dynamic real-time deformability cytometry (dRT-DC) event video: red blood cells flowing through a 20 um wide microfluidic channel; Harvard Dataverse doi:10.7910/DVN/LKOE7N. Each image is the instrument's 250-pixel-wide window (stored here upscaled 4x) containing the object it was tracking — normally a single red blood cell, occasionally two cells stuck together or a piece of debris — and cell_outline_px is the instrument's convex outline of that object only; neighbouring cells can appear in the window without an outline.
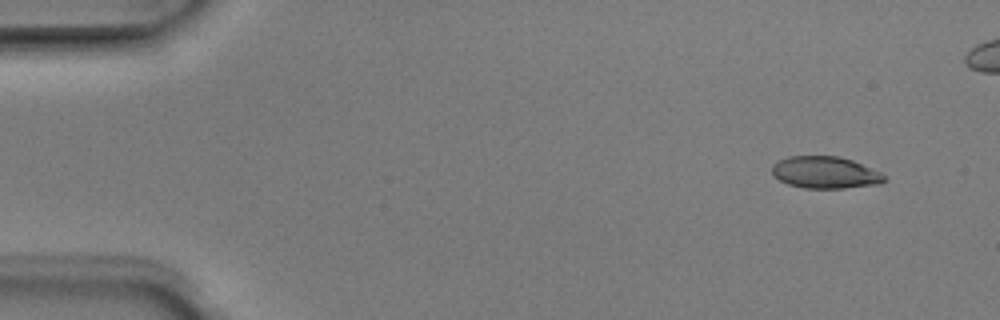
{"species": "Egyptian fruit bat (a non-hibernating species)", "species_latin": "Rousettus aegyptiacus", "temperature_condition": "room temperature", "stored_images_in_passage": 5, "camera_frame_rate_fps": 3000, "um_per_image_px": 0.085, "animal": {"sex": "male"}, "frame": {"image": 1, "passage_image": 1, "time_ms": 0.0, "image_size_px": [1000, 320], "cell_outline_px": [[888, 180], [880, 184], [844, 188], [804, 188], [788, 184], [780, 180], [772, 172], [772, 164], [788, 156], [840, 156], [852, 160], [880, 172]], "centroid_in_image_um": [70.16, 14.66], "position_along_channel_um": 14.8, "area_um2": 20.87}}